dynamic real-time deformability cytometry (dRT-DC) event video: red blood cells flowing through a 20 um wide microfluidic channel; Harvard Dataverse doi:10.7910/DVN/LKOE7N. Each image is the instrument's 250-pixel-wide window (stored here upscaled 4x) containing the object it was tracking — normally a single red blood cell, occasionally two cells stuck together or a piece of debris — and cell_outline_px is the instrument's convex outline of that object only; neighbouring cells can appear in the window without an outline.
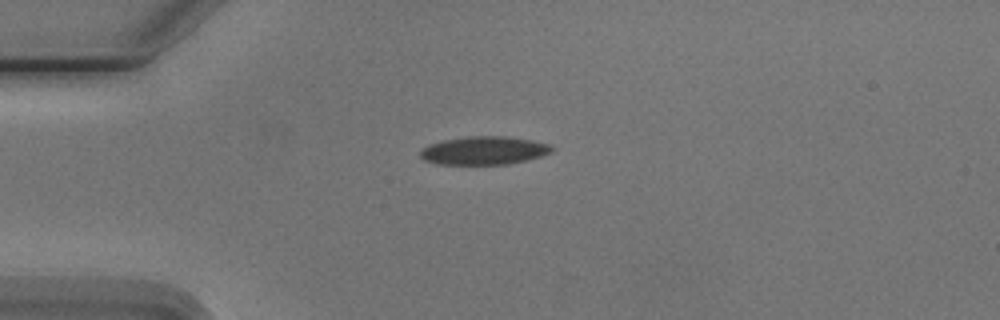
{"species": "Egyptian fruit bat (a non-hibernating species)", "species_latin": "Rousettus aegyptiacus", "temperature_condition": "cold", "stored_images_in_passage": 1, "camera_frame_rate_fps": 3000, "um_per_image_px": 0.085, "animal": {"sex": "male"}, "frame": {"image": 1, "passage_image": 1, "time_ms": 0.0, "image_size_px": [1000, 320], "cell_outline_px": [[556, 148], [552, 152], [528, 160], [508, 164], [436, 164], [424, 160], [420, 156], [420, 152], [428, 144], [444, 140], [472, 136], [508, 136], [532, 140], [552, 144]], "centroid_in_image_um": [41.19, 12.79], "position_along_channel_um": 43.8, "area_um2": 21.79}}